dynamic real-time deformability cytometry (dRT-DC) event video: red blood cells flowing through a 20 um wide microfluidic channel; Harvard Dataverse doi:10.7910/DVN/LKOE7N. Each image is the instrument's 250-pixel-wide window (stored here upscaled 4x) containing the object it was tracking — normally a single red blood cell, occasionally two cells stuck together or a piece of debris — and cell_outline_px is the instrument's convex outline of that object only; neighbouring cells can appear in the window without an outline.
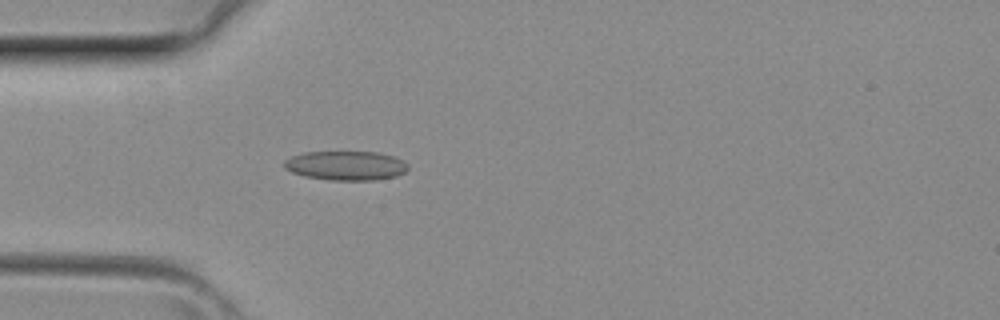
{"species": "common noctule bat (a hibernating species)", "species_latin": "Nyctalus noctula", "temperature_condition": "room temperature", "stored_images_in_passage": 34, "camera_frame_rate_fps": 3000, "um_per_image_px": 0.085, "animal": {"sex": "female", "body_mass_g": 29.2, "forearm_length_mm": 56.3}, "frame": {"image": 1, "passage_image": 11, "time_ms": 3.333, "image_size_px": [1000, 320], "cell_outline_px": [[408, 168], [404, 172], [396, 176], [372, 180], [332, 180], [304, 176], [292, 172], [284, 168], [284, 160], [292, 156], [304, 152], [376, 152], [392, 156], [404, 160], [408, 164]], "centroid_in_image_um": [29.39, 14.07], "position_along_channel_um": 55.6, "area_um2": 21.04}}
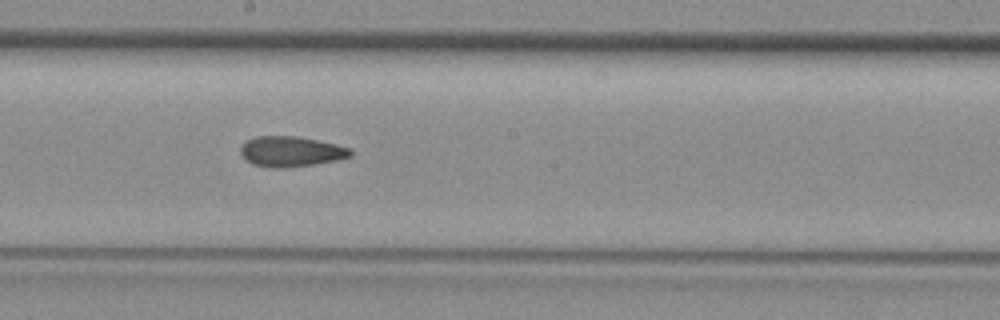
{"frame": {"image": 2, "passage_image": 21, "time_ms": 6.667, "image_size_px": [1000, 320], "cell_outline_px": [[352, 156], [340, 160], [284, 168], [268, 168], [252, 164], [244, 160], [240, 152], [240, 148], [248, 140], [256, 136], [296, 136], [336, 144], [352, 148]], "centroid_in_image_um": [24.74, 12.89], "position_along_channel_um": 223.5, "area_um2": 19.59}}
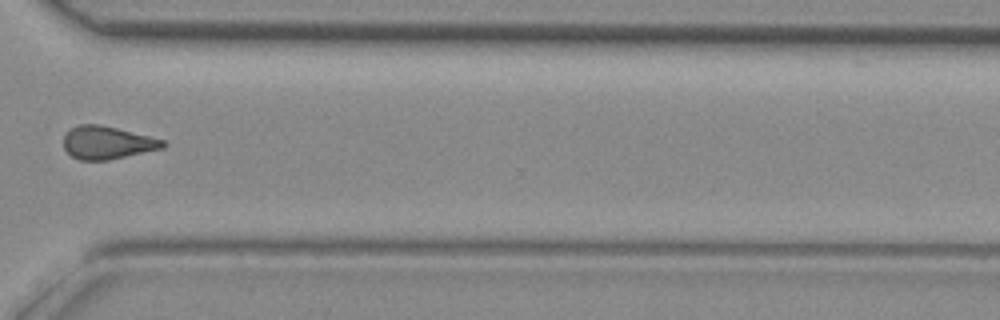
{"frame": {"image": 3, "passage_image": 29, "time_ms": 9.333, "image_size_px": [1000, 320], "cell_outline_px": [[168, 144], [164, 148], [108, 160], [80, 160], [72, 156], [64, 148], [64, 136], [72, 128], [80, 124], [100, 124], [164, 140]], "centroid_in_image_um": [9.13, 12.13], "position_along_channel_um": 361.5, "area_um2": 18.84}}